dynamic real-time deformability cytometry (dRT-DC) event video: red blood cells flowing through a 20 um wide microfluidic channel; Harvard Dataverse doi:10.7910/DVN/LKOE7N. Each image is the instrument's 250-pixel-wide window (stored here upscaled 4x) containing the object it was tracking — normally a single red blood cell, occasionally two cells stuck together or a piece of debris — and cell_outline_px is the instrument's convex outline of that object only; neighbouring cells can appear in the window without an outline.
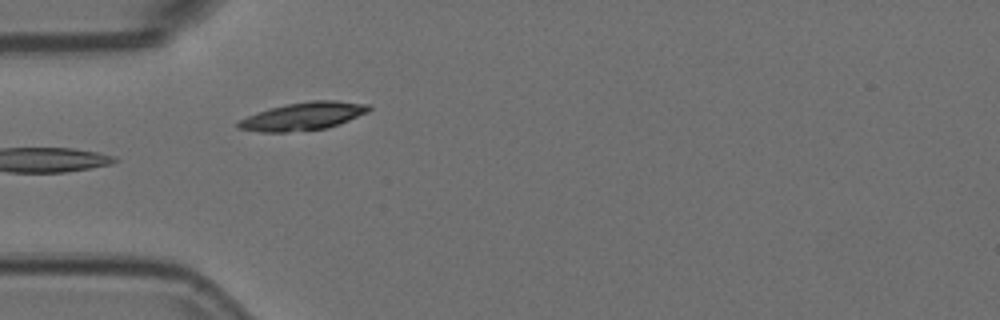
{"species": "Egyptian fruit bat (a non-hibernating species)", "species_latin": "Rousettus aegyptiacus", "temperature_condition": "room temperature", "stored_images_in_passage": 4, "camera_frame_rate_fps": 3000, "um_per_image_px": 0.085, "animal": {"sex": "female"}, "frame": {"image": 1, "passage_image": 4, "time_ms": 1.0, "image_size_px": [1000, 320], "cell_outline_px": [[372, 108], [368, 112], [328, 128], [284, 132], [260, 132], [236, 128], [236, 120], [256, 112], [268, 108], [284, 104], [312, 100], [336, 100], [368, 104]], "centroid_in_image_um": [25.7, 9.87], "position_along_channel_um": 59.3, "area_um2": 21.44}}